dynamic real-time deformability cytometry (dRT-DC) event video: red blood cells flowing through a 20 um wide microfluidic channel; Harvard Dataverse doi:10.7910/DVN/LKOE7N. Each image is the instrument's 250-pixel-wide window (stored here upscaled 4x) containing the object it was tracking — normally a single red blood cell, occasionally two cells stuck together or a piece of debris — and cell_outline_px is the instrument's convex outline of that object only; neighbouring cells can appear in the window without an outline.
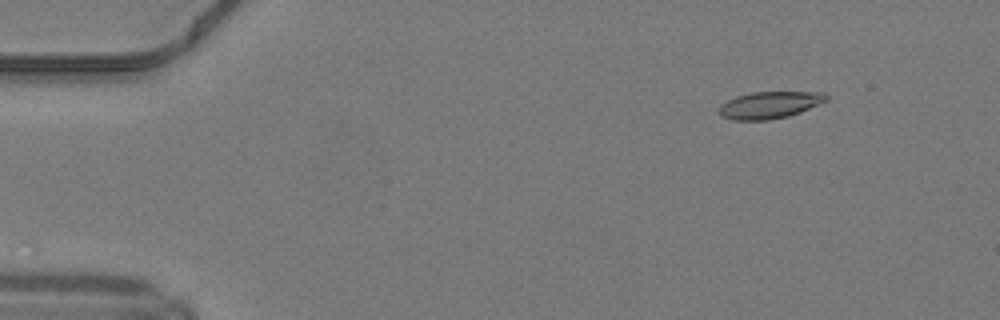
{"species": "common noctule bat (a hibernating species)", "species_latin": "Nyctalus noctula", "temperature_condition": "warm", "stored_images_in_passage": 34, "camera_frame_rate_fps": 3000, "um_per_image_px": 0.085, "animal": {"sex": "male", "body_mass_g": 19.2, "forearm_length_mm": 51.8}, "frame": {"image": 1, "passage_image": 6, "time_ms": 1.667, "image_size_px": [1000, 320], "cell_outline_px": [[828, 100], [800, 112], [788, 116], [768, 120], [732, 120], [724, 116], [720, 112], [720, 104], [736, 96], [752, 92], [824, 92], [828, 96]], "centroid_in_image_um": [65.44, 8.91], "position_along_channel_um": 19.6, "area_um2": 16.7}}
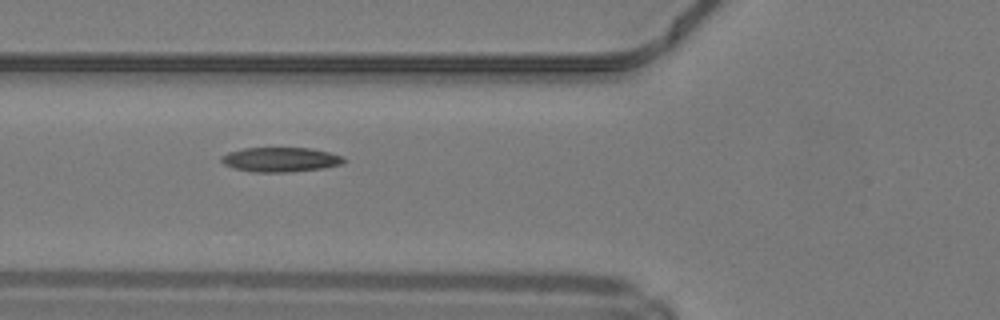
{"frame": {"image": 2, "passage_image": 19, "time_ms": 6.0, "image_size_px": [1000, 320], "cell_outline_px": [[344, 160], [340, 164], [324, 168], [288, 172], [252, 172], [236, 168], [224, 164], [220, 160], [220, 156], [228, 152], [244, 148], [312, 148], [328, 152], [340, 156]], "centroid_in_image_um": [23.79, 13.56], "position_along_channel_um": 102.0, "area_um2": 17.34}}
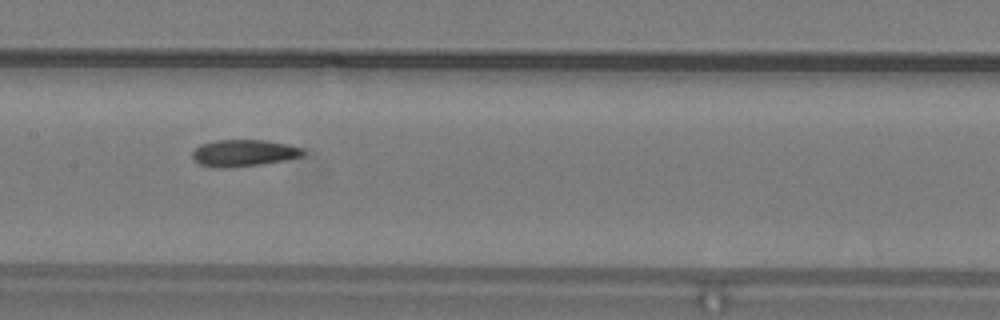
{"frame": {"image": 3, "passage_image": 25, "time_ms": 8.0, "image_size_px": [1000, 320], "cell_outline_px": [[304, 156], [288, 160], [260, 164], [224, 168], [216, 168], [200, 164], [192, 160], [192, 152], [200, 144], [216, 140], [264, 140], [288, 144], [304, 148]], "centroid_in_image_um": [20.73, 13.0], "position_along_channel_um": 186.7, "area_um2": 17.46}}